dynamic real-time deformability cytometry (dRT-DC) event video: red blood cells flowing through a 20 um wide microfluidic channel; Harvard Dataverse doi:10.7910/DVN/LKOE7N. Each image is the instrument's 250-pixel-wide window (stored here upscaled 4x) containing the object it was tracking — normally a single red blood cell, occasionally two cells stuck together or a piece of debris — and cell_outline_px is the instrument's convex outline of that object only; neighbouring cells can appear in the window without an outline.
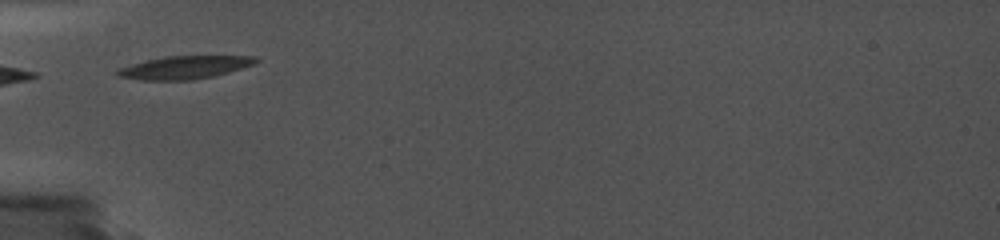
{"species": "common noctule bat (a hibernating species)", "species_latin": "Nyctalus noctula", "temperature_condition": "cold", "stored_images_in_passage": 25, "camera_frame_rate_fps": 5000, "um_per_image_px": 0.085, "animal": {"sex": "female", "body_mass_g": 19.0, "forearm_length_mm": 56.7}, "frame": {"image": 1, "passage_image": 1, "time_ms": 0.0, "image_size_px": [1000, 240], "cell_outline_px": [[260, 60], [252, 64], [228, 72], [212, 76], [192, 80], [140, 80], [120, 76], [116, 72], [116, 68], [144, 60], [164, 56], [256, 56]], "centroid_in_image_um": [15.63, 5.72], "position_along_channel_um": 69.4, "area_um2": 18.44}}
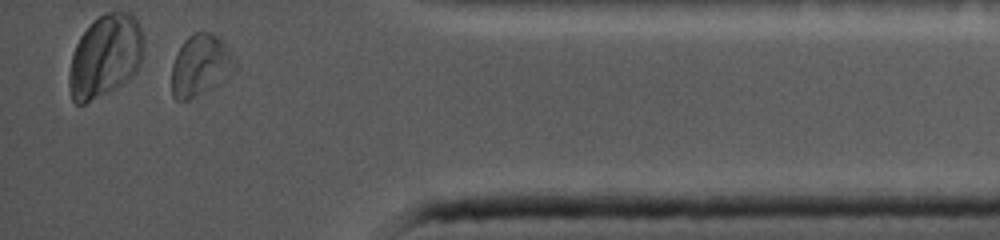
{"frame": {"image": 2, "passage_image": 25, "time_ms": 9.8, "image_size_px": [1000, 240], "cell_outline_px": [[236, 68], [232, 72], [216, 84], [188, 100], [176, 100], [172, 96], [172, 64], [184, 40], [192, 32], [212, 32], [228, 48], [232, 56]], "centroid_in_image_um": [17.0, 5.54], "position_along_channel_um": 418.2, "area_um2": 22.02}}